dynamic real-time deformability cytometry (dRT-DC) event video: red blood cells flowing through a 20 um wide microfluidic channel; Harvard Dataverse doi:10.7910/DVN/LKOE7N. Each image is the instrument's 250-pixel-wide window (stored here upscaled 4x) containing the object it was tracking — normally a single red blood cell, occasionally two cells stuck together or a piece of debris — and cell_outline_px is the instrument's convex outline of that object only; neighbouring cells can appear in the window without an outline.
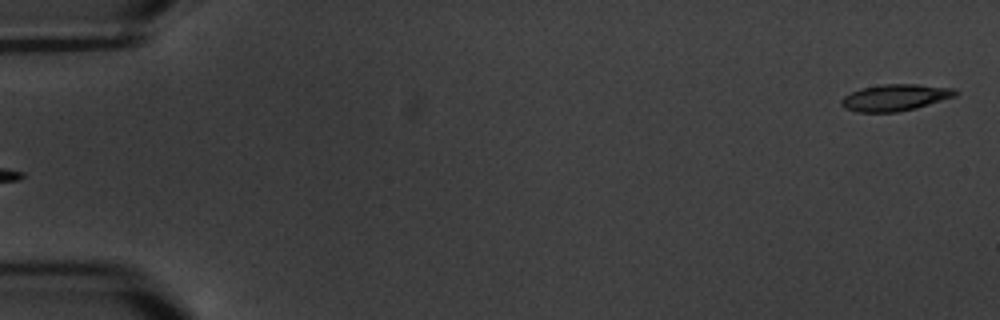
{"species": "common noctule bat (a hibernating species)", "species_latin": "Nyctalus noctula", "temperature_condition": "warm", "stored_images_in_passage": 5, "segment_of_instrument_passage": [2, 2], "camera_frame_rate_fps": 3000, "um_per_image_px": 0.085, "animal": {"sex": "male", "body_mass_g": 20.1, "forearm_length_mm": 53.5}, "frame": {"image": 1, "passage_image": 5, "time_ms": 5.667, "image_size_px": [1000, 320], "cell_outline_px": [[960, 92], [956, 96], [916, 108], [896, 112], [856, 112], [844, 108], [840, 104], [840, 100], [844, 96], [860, 88], [884, 84], [916, 84], [956, 88]], "centroid_in_image_um": [76.1, 8.29], "position_along_channel_um": 8.9, "area_um2": 17.8}}